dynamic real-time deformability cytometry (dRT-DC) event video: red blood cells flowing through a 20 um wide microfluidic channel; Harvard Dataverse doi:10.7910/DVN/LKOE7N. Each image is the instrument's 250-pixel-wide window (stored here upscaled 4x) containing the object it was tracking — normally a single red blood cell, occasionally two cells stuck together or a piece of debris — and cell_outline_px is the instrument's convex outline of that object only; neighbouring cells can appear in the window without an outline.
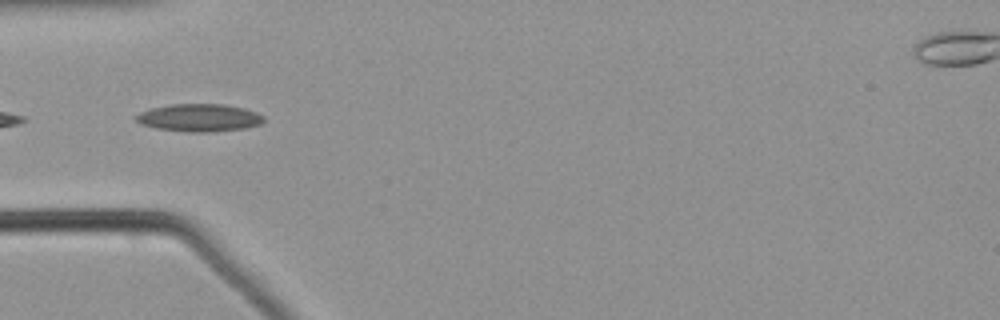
{"species": "common noctule bat (a hibernating species)", "species_latin": "Nyctalus noctula", "temperature_condition": "warm", "stored_images_in_passage": 23, "camera_frame_rate_fps": 3000, "um_per_image_px": 0.085, "animal": {"sex": "male", "body_mass_g": 21.5, "forearm_length_mm": 52.0}, "frame": {"image": 1, "passage_image": 1, "time_ms": 0.0, "image_size_px": [1000, 320], "cell_outline_px": [[264, 120], [260, 124], [244, 128], [212, 132], [188, 132], [156, 128], [140, 124], [136, 120], [136, 116], [140, 112], [152, 108], [172, 104], [224, 104], [244, 108], [256, 112], [264, 116]], "centroid_in_image_um": [16.94, 10.01], "position_along_channel_um": 68.1, "area_um2": 20.52}}